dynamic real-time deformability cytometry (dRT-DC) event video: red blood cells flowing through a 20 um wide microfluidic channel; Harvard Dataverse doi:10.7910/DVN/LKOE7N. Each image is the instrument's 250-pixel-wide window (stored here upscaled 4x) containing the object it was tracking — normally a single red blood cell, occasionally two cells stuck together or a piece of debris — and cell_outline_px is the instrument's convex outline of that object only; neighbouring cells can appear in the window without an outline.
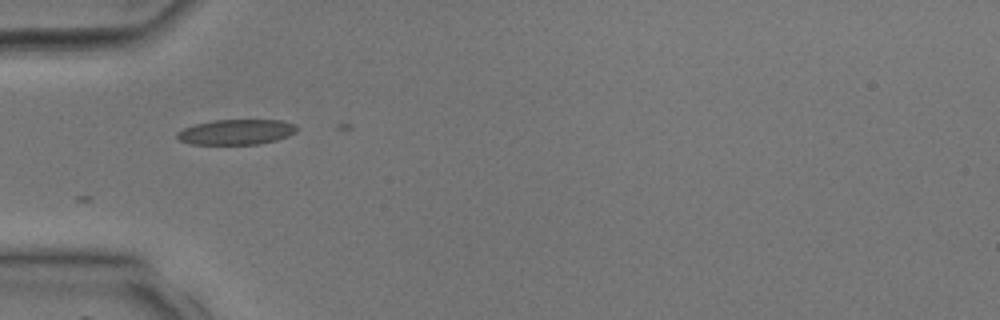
{"species": "common noctule bat (a hibernating species)", "species_latin": "Nyctalus noctula", "temperature_condition": "room temperature", "stored_images_in_passage": 3, "camera_frame_rate_fps": 3000, "um_per_image_px": 0.085, "animal": {"sex": "male", "body_mass_g": 17.9, "forearm_length_mm": 54.2}, "frame": {"image": 1, "passage_image": 1, "time_ms": 0.0, "image_size_px": [1000, 320], "cell_outline_px": [[300, 128], [296, 132], [288, 136], [276, 140], [256, 144], [188, 144], [180, 140], [176, 136], [176, 132], [184, 128], [196, 124], [212, 120], [280, 120], [296, 124]], "centroid_in_image_um": [20.1, 11.21], "position_along_channel_um": 64.9, "area_um2": 17.69}}